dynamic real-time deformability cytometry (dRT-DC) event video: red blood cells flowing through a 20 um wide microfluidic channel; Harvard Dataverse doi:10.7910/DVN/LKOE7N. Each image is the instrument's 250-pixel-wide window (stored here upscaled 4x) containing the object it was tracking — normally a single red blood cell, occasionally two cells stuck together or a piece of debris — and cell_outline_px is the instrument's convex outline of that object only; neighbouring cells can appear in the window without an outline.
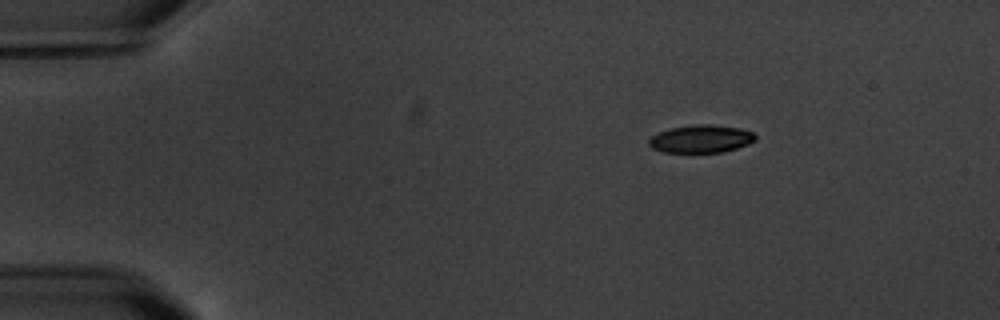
{"species": "common noctule bat (a hibernating species)", "species_latin": "Nyctalus noctula", "temperature_condition": "warm", "stored_images_in_passage": 15, "camera_frame_rate_fps": 3000, "um_per_image_px": 0.085, "animal": {"sex": "male", "body_mass_g": 20.1, "forearm_length_mm": 53.5}, "frame": {"image": 1, "passage_image": 1, "time_ms": 0.0, "image_size_px": [1000, 320], "cell_outline_px": [[756, 140], [748, 144], [724, 152], [664, 152], [652, 148], [648, 144], [648, 140], [652, 136], [660, 132], [672, 128], [692, 124], [708, 124], [740, 128], [752, 132], [756, 136]], "centroid_in_image_um": [59.59, 11.8], "position_along_channel_um": 25.4, "area_um2": 17.17}}
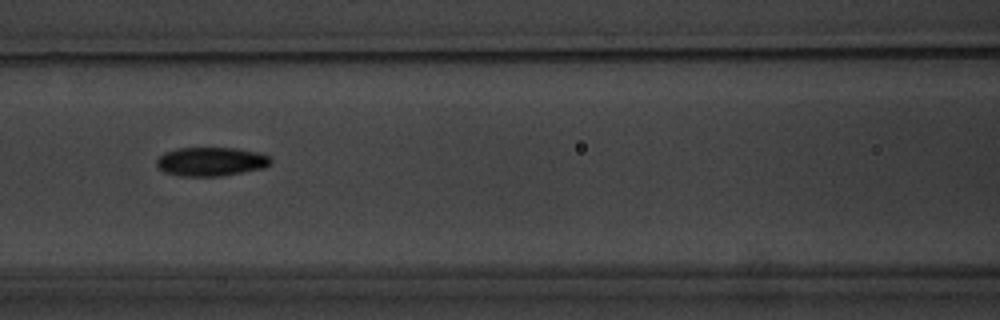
{"frame": {"image": 2, "passage_image": 6, "time_ms": 5.667, "image_size_px": [1000, 320], "cell_outline_px": [[272, 160], [264, 168], [220, 176], [180, 176], [164, 172], [156, 164], [156, 160], [164, 152], [176, 148], [236, 148], [256, 152], [268, 156]], "centroid_in_image_um": [17.9, 13.73], "position_along_channel_um": 148.7, "area_um2": 19.07}}
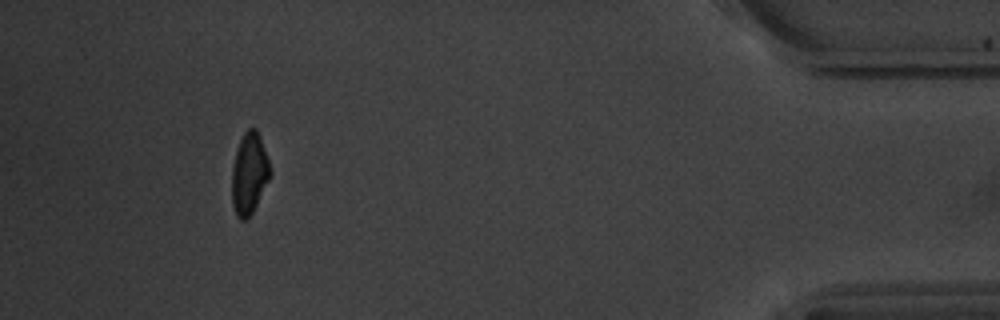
{"frame": {"image": 3, "passage_image": 14, "time_ms": 15.0, "image_size_px": [1000, 320], "cell_outline_px": [[272, 172], [252, 212], [244, 220], [240, 220], [236, 216], [232, 204], [232, 168], [236, 152], [240, 140], [244, 132], [248, 128], [256, 128], [260, 136]], "centroid_in_image_um": [21.17, 14.74], "position_along_channel_um": 414.0, "area_um2": 17.86}, "authors_computed_cell_mechanics": {"area_um2": 18.6116, "velocity_mm_per_s": 3.4793, "shape_relaxation_time_tau1_ms": 2.7632, "shape_relaxation_time_tau2_ms": 3.6556, "deformation_change_tau1": 0.1396, "deformation_change_tau2": 0.0751}}